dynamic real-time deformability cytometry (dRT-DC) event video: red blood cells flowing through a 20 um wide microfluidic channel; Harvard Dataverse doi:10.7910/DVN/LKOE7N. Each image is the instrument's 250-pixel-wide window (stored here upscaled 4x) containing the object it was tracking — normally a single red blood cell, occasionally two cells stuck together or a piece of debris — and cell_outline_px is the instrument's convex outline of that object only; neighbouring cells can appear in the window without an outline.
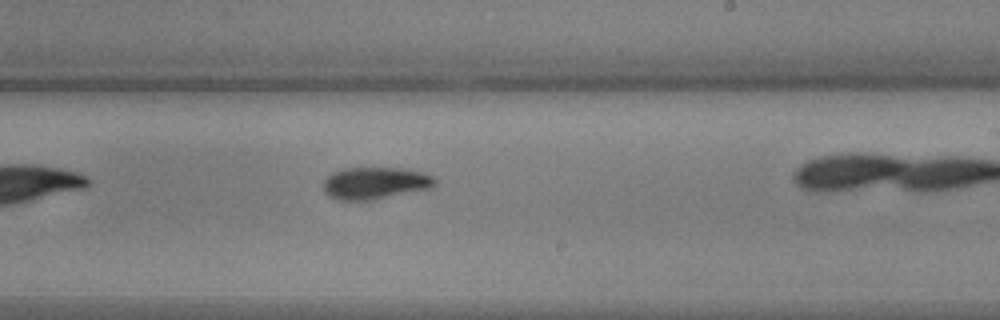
{"species": "common noctule bat (a hibernating species)", "species_latin": "Nyctalus noctula", "temperature_condition": "warm", "stored_images_in_passage": 26, "camera_frame_rate_fps": 3000, "um_per_image_px": 0.085, "animal": {"sex": "male", "body_mass_g": 17.9, "forearm_length_mm": 54.2}, "frame": {"image": 1, "passage_image": 15, "time_ms": 4.667, "image_size_px": [1000, 320], "cell_outline_px": [[436, 184], [432, 188], [372, 200], [340, 200], [328, 196], [324, 192], [324, 180], [332, 172], [344, 168], [408, 168], [424, 172], [432, 176], [436, 180]], "centroid_in_image_um": [31.91, 15.56], "position_along_channel_um": 257.1, "area_um2": 21.04}}